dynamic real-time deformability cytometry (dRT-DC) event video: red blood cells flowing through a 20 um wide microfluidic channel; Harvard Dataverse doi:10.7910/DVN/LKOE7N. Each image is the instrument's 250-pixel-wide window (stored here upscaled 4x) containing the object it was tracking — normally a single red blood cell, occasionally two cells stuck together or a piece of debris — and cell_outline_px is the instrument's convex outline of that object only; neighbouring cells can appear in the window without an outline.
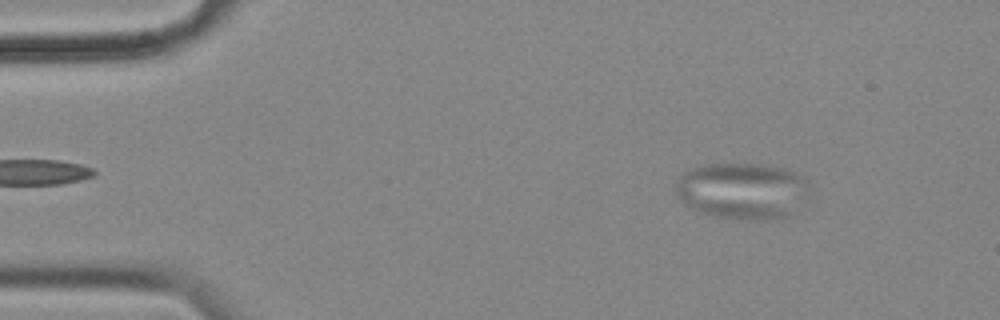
{"species": "common noctule bat (a hibernating species)", "species_latin": "Nyctalus noctula", "temperature_condition": "cold", "stored_images_in_passage": 57, "camera_frame_rate_fps": 3000, "um_per_image_px": 0.085, "animal": {"sex": "female", "body_mass_g": 18.4}, "frame": {"image": 1, "passage_image": 7, "time_ms": 2.0, "image_size_px": [1000, 320], "cell_outline_px": [[800, 176], [788, 212], [780, 216], [720, 216], [704, 212], [680, 200], [676, 184], [680, 176], [700, 164], [756, 164], [784, 168]], "centroid_in_image_um": [62.78, 16.11], "position_along_channel_um": 22.2, "area_um2": 39.25}}
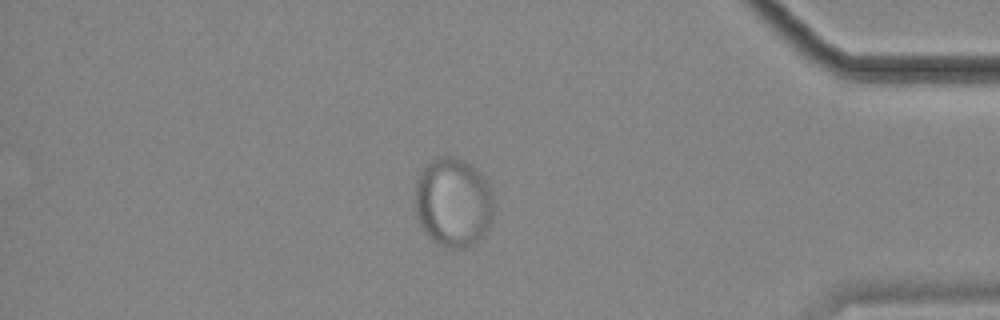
{"frame": {"image": 2, "passage_image": 49, "time_ms": 16.0, "image_size_px": [1000, 320], "cell_outline_px": [[492, 220], [476, 244], [464, 248], [444, 248], [436, 244], [424, 232], [420, 224], [412, 200], [416, 180], [424, 164], [440, 156], [456, 156], [472, 164], [484, 176], [492, 192]], "centroid_in_image_um": [38.48, 17.19], "position_along_channel_um": 396.7, "area_um2": 41.85}}
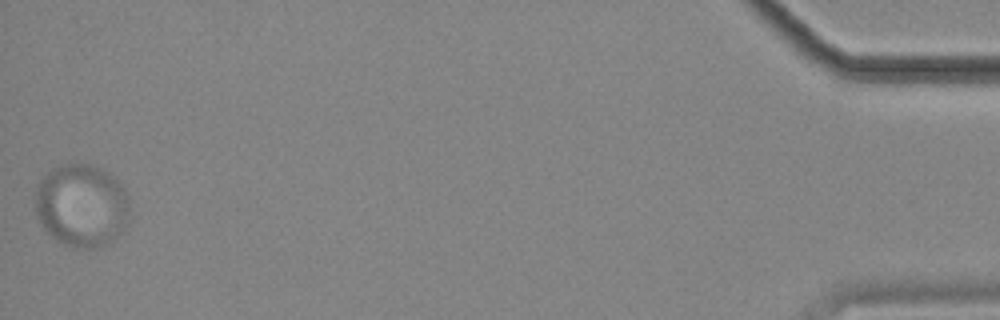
{"frame": {"image": 3, "passage_image": 57, "time_ms": 18.667, "image_size_px": [1000, 320], "cell_outline_px": [[128, 216], [124, 228], [108, 244], [92, 248], [72, 248], [56, 240], [44, 228], [36, 216], [36, 188], [40, 180], [48, 172], [64, 164], [88, 164], [100, 168], [108, 172], [124, 188], [128, 200]], "centroid_in_image_um": [6.93, 17.48], "position_along_channel_um": 428.3, "area_um2": 45.32}}